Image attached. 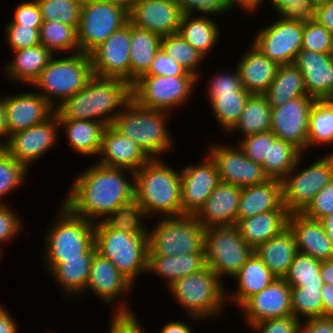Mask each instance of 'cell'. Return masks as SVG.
Returning <instances> with one entry per match:
<instances>
[{
	"mask_svg": "<svg viewBox=\"0 0 333 333\" xmlns=\"http://www.w3.org/2000/svg\"><path fill=\"white\" fill-rule=\"evenodd\" d=\"M224 284L226 285V282L207 266L202 271L179 278L167 290L182 310H185L189 320L207 321L210 317L219 318L226 310L224 306H227V288Z\"/></svg>",
	"mask_w": 333,
	"mask_h": 333,
	"instance_id": "cell-5",
	"label": "cell"
},
{
	"mask_svg": "<svg viewBox=\"0 0 333 333\" xmlns=\"http://www.w3.org/2000/svg\"><path fill=\"white\" fill-rule=\"evenodd\" d=\"M264 95L272 109L296 97L309 96L303 74L294 64L278 67L275 78Z\"/></svg>",
	"mask_w": 333,
	"mask_h": 333,
	"instance_id": "cell-39",
	"label": "cell"
},
{
	"mask_svg": "<svg viewBox=\"0 0 333 333\" xmlns=\"http://www.w3.org/2000/svg\"><path fill=\"white\" fill-rule=\"evenodd\" d=\"M268 24L256 31L252 44L279 66L294 64L302 49L303 22L279 17Z\"/></svg>",
	"mask_w": 333,
	"mask_h": 333,
	"instance_id": "cell-14",
	"label": "cell"
},
{
	"mask_svg": "<svg viewBox=\"0 0 333 333\" xmlns=\"http://www.w3.org/2000/svg\"><path fill=\"white\" fill-rule=\"evenodd\" d=\"M273 210H287L283 205L282 182L279 179H268L264 183L242 188L236 223Z\"/></svg>",
	"mask_w": 333,
	"mask_h": 333,
	"instance_id": "cell-30",
	"label": "cell"
},
{
	"mask_svg": "<svg viewBox=\"0 0 333 333\" xmlns=\"http://www.w3.org/2000/svg\"><path fill=\"white\" fill-rule=\"evenodd\" d=\"M228 4L230 6V10L232 12V9H236L240 7L242 11L252 13L256 12L258 9H260L262 4L264 3V0H227Z\"/></svg>",
	"mask_w": 333,
	"mask_h": 333,
	"instance_id": "cell-67",
	"label": "cell"
},
{
	"mask_svg": "<svg viewBox=\"0 0 333 333\" xmlns=\"http://www.w3.org/2000/svg\"><path fill=\"white\" fill-rule=\"evenodd\" d=\"M314 20L333 33V1L315 8Z\"/></svg>",
	"mask_w": 333,
	"mask_h": 333,
	"instance_id": "cell-64",
	"label": "cell"
},
{
	"mask_svg": "<svg viewBox=\"0 0 333 333\" xmlns=\"http://www.w3.org/2000/svg\"><path fill=\"white\" fill-rule=\"evenodd\" d=\"M171 116L169 112L144 108L131 100L111 126L138 144L150 159H161L175 146L168 127Z\"/></svg>",
	"mask_w": 333,
	"mask_h": 333,
	"instance_id": "cell-4",
	"label": "cell"
},
{
	"mask_svg": "<svg viewBox=\"0 0 333 333\" xmlns=\"http://www.w3.org/2000/svg\"><path fill=\"white\" fill-rule=\"evenodd\" d=\"M273 11L283 20L308 22L314 19L309 0H269Z\"/></svg>",
	"mask_w": 333,
	"mask_h": 333,
	"instance_id": "cell-51",
	"label": "cell"
},
{
	"mask_svg": "<svg viewBox=\"0 0 333 333\" xmlns=\"http://www.w3.org/2000/svg\"><path fill=\"white\" fill-rule=\"evenodd\" d=\"M321 264L322 261L298 251L284 280L290 287L322 288Z\"/></svg>",
	"mask_w": 333,
	"mask_h": 333,
	"instance_id": "cell-46",
	"label": "cell"
},
{
	"mask_svg": "<svg viewBox=\"0 0 333 333\" xmlns=\"http://www.w3.org/2000/svg\"><path fill=\"white\" fill-rule=\"evenodd\" d=\"M239 58L237 67L243 88L251 94H264L275 78L279 65L252 43Z\"/></svg>",
	"mask_w": 333,
	"mask_h": 333,
	"instance_id": "cell-29",
	"label": "cell"
},
{
	"mask_svg": "<svg viewBox=\"0 0 333 333\" xmlns=\"http://www.w3.org/2000/svg\"><path fill=\"white\" fill-rule=\"evenodd\" d=\"M39 30L30 26L15 24L11 19L5 26L6 37L4 40L12 51L33 47L41 44Z\"/></svg>",
	"mask_w": 333,
	"mask_h": 333,
	"instance_id": "cell-52",
	"label": "cell"
},
{
	"mask_svg": "<svg viewBox=\"0 0 333 333\" xmlns=\"http://www.w3.org/2000/svg\"><path fill=\"white\" fill-rule=\"evenodd\" d=\"M332 33L314 19L303 22L302 49L327 54Z\"/></svg>",
	"mask_w": 333,
	"mask_h": 333,
	"instance_id": "cell-53",
	"label": "cell"
},
{
	"mask_svg": "<svg viewBox=\"0 0 333 333\" xmlns=\"http://www.w3.org/2000/svg\"><path fill=\"white\" fill-rule=\"evenodd\" d=\"M7 139H8V128L6 122L4 98L0 97V147H2L7 142Z\"/></svg>",
	"mask_w": 333,
	"mask_h": 333,
	"instance_id": "cell-69",
	"label": "cell"
},
{
	"mask_svg": "<svg viewBox=\"0 0 333 333\" xmlns=\"http://www.w3.org/2000/svg\"><path fill=\"white\" fill-rule=\"evenodd\" d=\"M320 274L324 283L333 284V259L322 261L320 267Z\"/></svg>",
	"mask_w": 333,
	"mask_h": 333,
	"instance_id": "cell-70",
	"label": "cell"
},
{
	"mask_svg": "<svg viewBox=\"0 0 333 333\" xmlns=\"http://www.w3.org/2000/svg\"><path fill=\"white\" fill-rule=\"evenodd\" d=\"M145 75L152 76H181L193 75L183 66L177 63L170 55H167L161 48L156 53L155 58Z\"/></svg>",
	"mask_w": 333,
	"mask_h": 333,
	"instance_id": "cell-60",
	"label": "cell"
},
{
	"mask_svg": "<svg viewBox=\"0 0 333 333\" xmlns=\"http://www.w3.org/2000/svg\"><path fill=\"white\" fill-rule=\"evenodd\" d=\"M327 54L333 60V33H332L331 43H330L329 50H328Z\"/></svg>",
	"mask_w": 333,
	"mask_h": 333,
	"instance_id": "cell-74",
	"label": "cell"
},
{
	"mask_svg": "<svg viewBox=\"0 0 333 333\" xmlns=\"http://www.w3.org/2000/svg\"><path fill=\"white\" fill-rule=\"evenodd\" d=\"M97 163L111 168H124L135 172L150 158L138 144L121 135L111 125L106 126L101 142Z\"/></svg>",
	"mask_w": 333,
	"mask_h": 333,
	"instance_id": "cell-24",
	"label": "cell"
},
{
	"mask_svg": "<svg viewBox=\"0 0 333 333\" xmlns=\"http://www.w3.org/2000/svg\"><path fill=\"white\" fill-rule=\"evenodd\" d=\"M72 180L62 203L74 215L93 223L134 200V172L124 168L106 167L95 161Z\"/></svg>",
	"mask_w": 333,
	"mask_h": 333,
	"instance_id": "cell-1",
	"label": "cell"
},
{
	"mask_svg": "<svg viewBox=\"0 0 333 333\" xmlns=\"http://www.w3.org/2000/svg\"><path fill=\"white\" fill-rule=\"evenodd\" d=\"M214 20L213 15L185 14L178 29V33L206 58L221 38L220 25Z\"/></svg>",
	"mask_w": 333,
	"mask_h": 333,
	"instance_id": "cell-37",
	"label": "cell"
},
{
	"mask_svg": "<svg viewBox=\"0 0 333 333\" xmlns=\"http://www.w3.org/2000/svg\"><path fill=\"white\" fill-rule=\"evenodd\" d=\"M43 21H60L78 29L83 0H36Z\"/></svg>",
	"mask_w": 333,
	"mask_h": 333,
	"instance_id": "cell-50",
	"label": "cell"
},
{
	"mask_svg": "<svg viewBox=\"0 0 333 333\" xmlns=\"http://www.w3.org/2000/svg\"><path fill=\"white\" fill-rule=\"evenodd\" d=\"M58 116L54 113L41 124L9 135L2 148L28 170L30 166L50 152L60 138ZM56 142V143H55Z\"/></svg>",
	"mask_w": 333,
	"mask_h": 333,
	"instance_id": "cell-16",
	"label": "cell"
},
{
	"mask_svg": "<svg viewBox=\"0 0 333 333\" xmlns=\"http://www.w3.org/2000/svg\"><path fill=\"white\" fill-rule=\"evenodd\" d=\"M330 1H333V0H309V2L311 3V5L314 9L319 7V6H322L324 4H327Z\"/></svg>",
	"mask_w": 333,
	"mask_h": 333,
	"instance_id": "cell-73",
	"label": "cell"
},
{
	"mask_svg": "<svg viewBox=\"0 0 333 333\" xmlns=\"http://www.w3.org/2000/svg\"><path fill=\"white\" fill-rule=\"evenodd\" d=\"M182 12L185 14L222 15L230 12L227 0H175Z\"/></svg>",
	"mask_w": 333,
	"mask_h": 333,
	"instance_id": "cell-56",
	"label": "cell"
},
{
	"mask_svg": "<svg viewBox=\"0 0 333 333\" xmlns=\"http://www.w3.org/2000/svg\"><path fill=\"white\" fill-rule=\"evenodd\" d=\"M40 42L55 55L59 53L75 54L80 52L77 29L60 21H43L40 30Z\"/></svg>",
	"mask_w": 333,
	"mask_h": 333,
	"instance_id": "cell-44",
	"label": "cell"
},
{
	"mask_svg": "<svg viewBox=\"0 0 333 333\" xmlns=\"http://www.w3.org/2000/svg\"><path fill=\"white\" fill-rule=\"evenodd\" d=\"M14 9L15 12L12 21L15 24L40 29L43 19L36 0L22 1L21 4L17 3Z\"/></svg>",
	"mask_w": 333,
	"mask_h": 333,
	"instance_id": "cell-61",
	"label": "cell"
},
{
	"mask_svg": "<svg viewBox=\"0 0 333 333\" xmlns=\"http://www.w3.org/2000/svg\"><path fill=\"white\" fill-rule=\"evenodd\" d=\"M333 245V212L320 220Z\"/></svg>",
	"mask_w": 333,
	"mask_h": 333,
	"instance_id": "cell-71",
	"label": "cell"
},
{
	"mask_svg": "<svg viewBox=\"0 0 333 333\" xmlns=\"http://www.w3.org/2000/svg\"><path fill=\"white\" fill-rule=\"evenodd\" d=\"M90 57L94 76L130 83V22L96 47Z\"/></svg>",
	"mask_w": 333,
	"mask_h": 333,
	"instance_id": "cell-18",
	"label": "cell"
},
{
	"mask_svg": "<svg viewBox=\"0 0 333 333\" xmlns=\"http://www.w3.org/2000/svg\"><path fill=\"white\" fill-rule=\"evenodd\" d=\"M94 244L102 257L109 259L133 285L147 273L148 235H135L94 223Z\"/></svg>",
	"mask_w": 333,
	"mask_h": 333,
	"instance_id": "cell-8",
	"label": "cell"
},
{
	"mask_svg": "<svg viewBox=\"0 0 333 333\" xmlns=\"http://www.w3.org/2000/svg\"><path fill=\"white\" fill-rule=\"evenodd\" d=\"M98 1L109 2L111 4L118 5L127 10L128 12H130L134 4L138 0H98Z\"/></svg>",
	"mask_w": 333,
	"mask_h": 333,
	"instance_id": "cell-72",
	"label": "cell"
},
{
	"mask_svg": "<svg viewBox=\"0 0 333 333\" xmlns=\"http://www.w3.org/2000/svg\"><path fill=\"white\" fill-rule=\"evenodd\" d=\"M241 190L239 186L220 182L194 217L205 229L236 225Z\"/></svg>",
	"mask_w": 333,
	"mask_h": 333,
	"instance_id": "cell-25",
	"label": "cell"
},
{
	"mask_svg": "<svg viewBox=\"0 0 333 333\" xmlns=\"http://www.w3.org/2000/svg\"><path fill=\"white\" fill-rule=\"evenodd\" d=\"M204 251L206 265L222 281L228 277L231 280L254 253V249L241 237L236 225L206 228Z\"/></svg>",
	"mask_w": 333,
	"mask_h": 333,
	"instance_id": "cell-12",
	"label": "cell"
},
{
	"mask_svg": "<svg viewBox=\"0 0 333 333\" xmlns=\"http://www.w3.org/2000/svg\"><path fill=\"white\" fill-rule=\"evenodd\" d=\"M28 171L24 165L0 147V205H7L8 203L2 199L24 185Z\"/></svg>",
	"mask_w": 333,
	"mask_h": 333,
	"instance_id": "cell-49",
	"label": "cell"
},
{
	"mask_svg": "<svg viewBox=\"0 0 333 333\" xmlns=\"http://www.w3.org/2000/svg\"><path fill=\"white\" fill-rule=\"evenodd\" d=\"M182 15L175 0H138L129 12V22L163 37L178 33Z\"/></svg>",
	"mask_w": 333,
	"mask_h": 333,
	"instance_id": "cell-23",
	"label": "cell"
},
{
	"mask_svg": "<svg viewBox=\"0 0 333 333\" xmlns=\"http://www.w3.org/2000/svg\"><path fill=\"white\" fill-rule=\"evenodd\" d=\"M294 65L303 74L309 96L315 99H333V60L328 54L301 49Z\"/></svg>",
	"mask_w": 333,
	"mask_h": 333,
	"instance_id": "cell-26",
	"label": "cell"
},
{
	"mask_svg": "<svg viewBox=\"0 0 333 333\" xmlns=\"http://www.w3.org/2000/svg\"><path fill=\"white\" fill-rule=\"evenodd\" d=\"M108 333H147L135 313H111Z\"/></svg>",
	"mask_w": 333,
	"mask_h": 333,
	"instance_id": "cell-62",
	"label": "cell"
},
{
	"mask_svg": "<svg viewBox=\"0 0 333 333\" xmlns=\"http://www.w3.org/2000/svg\"><path fill=\"white\" fill-rule=\"evenodd\" d=\"M288 227L295 237L298 251L320 261L333 259V245L320 220L308 218L303 213H291Z\"/></svg>",
	"mask_w": 333,
	"mask_h": 333,
	"instance_id": "cell-27",
	"label": "cell"
},
{
	"mask_svg": "<svg viewBox=\"0 0 333 333\" xmlns=\"http://www.w3.org/2000/svg\"><path fill=\"white\" fill-rule=\"evenodd\" d=\"M206 267L204 250L201 253L176 256L148 255L147 273L162 277L168 288L179 278L202 271Z\"/></svg>",
	"mask_w": 333,
	"mask_h": 333,
	"instance_id": "cell-35",
	"label": "cell"
},
{
	"mask_svg": "<svg viewBox=\"0 0 333 333\" xmlns=\"http://www.w3.org/2000/svg\"><path fill=\"white\" fill-rule=\"evenodd\" d=\"M300 323L301 321L292 315L260 321L251 324L249 329H251L253 333H300Z\"/></svg>",
	"mask_w": 333,
	"mask_h": 333,
	"instance_id": "cell-59",
	"label": "cell"
},
{
	"mask_svg": "<svg viewBox=\"0 0 333 333\" xmlns=\"http://www.w3.org/2000/svg\"><path fill=\"white\" fill-rule=\"evenodd\" d=\"M13 58L4 64V76L15 83L31 86L55 54L42 44L12 51Z\"/></svg>",
	"mask_w": 333,
	"mask_h": 333,
	"instance_id": "cell-31",
	"label": "cell"
},
{
	"mask_svg": "<svg viewBox=\"0 0 333 333\" xmlns=\"http://www.w3.org/2000/svg\"><path fill=\"white\" fill-rule=\"evenodd\" d=\"M275 279L276 277L254 252L240 271L232 277V281L236 280L237 289L234 290V293L226 290L227 304H232L229 302L232 301L235 306L241 307L250 297L260 293Z\"/></svg>",
	"mask_w": 333,
	"mask_h": 333,
	"instance_id": "cell-32",
	"label": "cell"
},
{
	"mask_svg": "<svg viewBox=\"0 0 333 333\" xmlns=\"http://www.w3.org/2000/svg\"><path fill=\"white\" fill-rule=\"evenodd\" d=\"M333 144V99H315L309 110L307 150Z\"/></svg>",
	"mask_w": 333,
	"mask_h": 333,
	"instance_id": "cell-43",
	"label": "cell"
},
{
	"mask_svg": "<svg viewBox=\"0 0 333 333\" xmlns=\"http://www.w3.org/2000/svg\"><path fill=\"white\" fill-rule=\"evenodd\" d=\"M197 77L143 75L132 84V100L139 106L175 113L194 94Z\"/></svg>",
	"mask_w": 333,
	"mask_h": 333,
	"instance_id": "cell-10",
	"label": "cell"
},
{
	"mask_svg": "<svg viewBox=\"0 0 333 333\" xmlns=\"http://www.w3.org/2000/svg\"><path fill=\"white\" fill-rule=\"evenodd\" d=\"M132 100V85L118 78L93 76L55 109L58 119L92 120L111 125Z\"/></svg>",
	"mask_w": 333,
	"mask_h": 333,
	"instance_id": "cell-2",
	"label": "cell"
},
{
	"mask_svg": "<svg viewBox=\"0 0 333 333\" xmlns=\"http://www.w3.org/2000/svg\"><path fill=\"white\" fill-rule=\"evenodd\" d=\"M9 95L3 94L8 137L43 123L55 113V108L35 89Z\"/></svg>",
	"mask_w": 333,
	"mask_h": 333,
	"instance_id": "cell-22",
	"label": "cell"
},
{
	"mask_svg": "<svg viewBox=\"0 0 333 333\" xmlns=\"http://www.w3.org/2000/svg\"><path fill=\"white\" fill-rule=\"evenodd\" d=\"M150 159L134 172V200L151 219L181 217V170Z\"/></svg>",
	"mask_w": 333,
	"mask_h": 333,
	"instance_id": "cell-3",
	"label": "cell"
},
{
	"mask_svg": "<svg viewBox=\"0 0 333 333\" xmlns=\"http://www.w3.org/2000/svg\"><path fill=\"white\" fill-rule=\"evenodd\" d=\"M323 316L333 317V284L324 283L321 288Z\"/></svg>",
	"mask_w": 333,
	"mask_h": 333,
	"instance_id": "cell-66",
	"label": "cell"
},
{
	"mask_svg": "<svg viewBox=\"0 0 333 333\" xmlns=\"http://www.w3.org/2000/svg\"><path fill=\"white\" fill-rule=\"evenodd\" d=\"M20 216L9 204L0 205V245L10 242L21 232L24 223Z\"/></svg>",
	"mask_w": 333,
	"mask_h": 333,
	"instance_id": "cell-58",
	"label": "cell"
},
{
	"mask_svg": "<svg viewBox=\"0 0 333 333\" xmlns=\"http://www.w3.org/2000/svg\"><path fill=\"white\" fill-rule=\"evenodd\" d=\"M239 309L244 311L242 314L247 326L260 321L292 316L291 287L284 279L276 278L260 293L250 297Z\"/></svg>",
	"mask_w": 333,
	"mask_h": 333,
	"instance_id": "cell-21",
	"label": "cell"
},
{
	"mask_svg": "<svg viewBox=\"0 0 333 333\" xmlns=\"http://www.w3.org/2000/svg\"><path fill=\"white\" fill-rule=\"evenodd\" d=\"M207 154L215 162L221 182L244 188L269 179L262 165L248 159L237 144H211Z\"/></svg>",
	"mask_w": 333,
	"mask_h": 333,
	"instance_id": "cell-17",
	"label": "cell"
},
{
	"mask_svg": "<svg viewBox=\"0 0 333 333\" xmlns=\"http://www.w3.org/2000/svg\"><path fill=\"white\" fill-rule=\"evenodd\" d=\"M302 154L293 144L277 138L272 131H269L268 160L263 161V170L269 179L282 181Z\"/></svg>",
	"mask_w": 333,
	"mask_h": 333,
	"instance_id": "cell-41",
	"label": "cell"
},
{
	"mask_svg": "<svg viewBox=\"0 0 333 333\" xmlns=\"http://www.w3.org/2000/svg\"><path fill=\"white\" fill-rule=\"evenodd\" d=\"M272 108L264 94H252L245 105L243 113L229 132L241 135L240 138L248 135L269 132L272 129L271 122Z\"/></svg>",
	"mask_w": 333,
	"mask_h": 333,
	"instance_id": "cell-40",
	"label": "cell"
},
{
	"mask_svg": "<svg viewBox=\"0 0 333 333\" xmlns=\"http://www.w3.org/2000/svg\"><path fill=\"white\" fill-rule=\"evenodd\" d=\"M254 252L276 278L284 279L298 249L295 237L287 227L280 234L260 244Z\"/></svg>",
	"mask_w": 333,
	"mask_h": 333,
	"instance_id": "cell-33",
	"label": "cell"
},
{
	"mask_svg": "<svg viewBox=\"0 0 333 333\" xmlns=\"http://www.w3.org/2000/svg\"><path fill=\"white\" fill-rule=\"evenodd\" d=\"M289 214L288 210H273L239 220L236 226L245 242L256 249L288 227Z\"/></svg>",
	"mask_w": 333,
	"mask_h": 333,
	"instance_id": "cell-36",
	"label": "cell"
},
{
	"mask_svg": "<svg viewBox=\"0 0 333 333\" xmlns=\"http://www.w3.org/2000/svg\"><path fill=\"white\" fill-rule=\"evenodd\" d=\"M193 331V328L187 322L175 320L167 322L160 333H193Z\"/></svg>",
	"mask_w": 333,
	"mask_h": 333,
	"instance_id": "cell-68",
	"label": "cell"
},
{
	"mask_svg": "<svg viewBox=\"0 0 333 333\" xmlns=\"http://www.w3.org/2000/svg\"><path fill=\"white\" fill-rule=\"evenodd\" d=\"M321 288L291 287L292 315L299 321L323 316Z\"/></svg>",
	"mask_w": 333,
	"mask_h": 333,
	"instance_id": "cell-48",
	"label": "cell"
},
{
	"mask_svg": "<svg viewBox=\"0 0 333 333\" xmlns=\"http://www.w3.org/2000/svg\"><path fill=\"white\" fill-rule=\"evenodd\" d=\"M60 129L65 131L68 146L76 154L95 157L101 150V142L106 125L99 121L58 119ZM64 128V129H63Z\"/></svg>",
	"mask_w": 333,
	"mask_h": 333,
	"instance_id": "cell-34",
	"label": "cell"
},
{
	"mask_svg": "<svg viewBox=\"0 0 333 333\" xmlns=\"http://www.w3.org/2000/svg\"><path fill=\"white\" fill-rule=\"evenodd\" d=\"M55 55L30 86L55 109L79 92L94 76L90 54ZM62 57V58H61Z\"/></svg>",
	"mask_w": 333,
	"mask_h": 333,
	"instance_id": "cell-6",
	"label": "cell"
},
{
	"mask_svg": "<svg viewBox=\"0 0 333 333\" xmlns=\"http://www.w3.org/2000/svg\"><path fill=\"white\" fill-rule=\"evenodd\" d=\"M238 141L235 144L241 148L248 159L261 165L264 160H268L269 132L248 135Z\"/></svg>",
	"mask_w": 333,
	"mask_h": 333,
	"instance_id": "cell-54",
	"label": "cell"
},
{
	"mask_svg": "<svg viewBox=\"0 0 333 333\" xmlns=\"http://www.w3.org/2000/svg\"><path fill=\"white\" fill-rule=\"evenodd\" d=\"M161 49L189 73L196 76L197 83H199L202 72H199L198 67L206 59L202 53L196 50L179 33L163 36L161 38Z\"/></svg>",
	"mask_w": 333,
	"mask_h": 333,
	"instance_id": "cell-47",
	"label": "cell"
},
{
	"mask_svg": "<svg viewBox=\"0 0 333 333\" xmlns=\"http://www.w3.org/2000/svg\"><path fill=\"white\" fill-rule=\"evenodd\" d=\"M97 252L95 244L81 258L64 259L59 265H44L45 271L60 286L63 296L73 300L80 296L86 289L90 275L93 256ZM58 283V284H57ZM73 298V299H72Z\"/></svg>",
	"mask_w": 333,
	"mask_h": 333,
	"instance_id": "cell-28",
	"label": "cell"
},
{
	"mask_svg": "<svg viewBox=\"0 0 333 333\" xmlns=\"http://www.w3.org/2000/svg\"><path fill=\"white\" fill-rule=\"evenodd\" d=\"M128 22L129 12L118 5L98 0H83L77 29L80 52L90 54Z\"/></svg>",
	"mask_w": 333,
	"mask_h": 333,
	"instance_id": "cell-13",
	"label": "cell"
},
{
	"mask_svg": "<svg viewBox=\"0 0 333 333\" xmlns=\"http://www.w3.org/2000/svg\"><path fill=\"white\" fill-rule=\"evenodd\" d=\"M44 235L43 263L59 265L64 259L81 258L94 245V223L74 215L63 203Z\"/></svg>",
	"mask_w": 333,
	"mask_h": 333,
	"instance_id": "cell-7",
	"label": "cell"
},
{
	"mask_svg": "<svg viewBox=\"0 0 333 333\" xmlns=\"http://www.w3.org/2000/svg\"><path fill=\"white\" fill-rule=\"evenodd\" d=\"M314 101L312 96H299L272 109L271 131L302 153L307 151L309 110Z\"/></svg>",
	"mask_w": 333,
	"mask_h": 333,
	"instance_id": "cell-20",
	"label": "cell"
},
{
	"mask_svg": "<svg viewBox=\"0 0 333 333\" xmlns=\"http://www.w3.org/2000/svg\"><path fill=\"white\" fill-rule=\"evenodd\" d=\"M302 154L294 168L282 182L283 205L288 212L302 213L320 192L333 179V153L313 159L302 169ZM300 167L302 170H300Z\"/></svg>",
	"mask_w": 333,
	"mask_h": 333,
	"instance_id": "cell-11",
	"label": "cell"
},
{
	"mask_svg": "<svg viewBox=\"0 0 333 333\" xmlns=\"http://www.w3.org/2000/svg\"><path fill=\"white\" fill-rule=\"evenodd\" d=\"M147 219H150L147 212L133 200L117 208L102 222L110 229L135 235H148L150 228L145 224Z\"/></svg>",
	"mask_w": 333,
	"mask_h": 333,
	"instance_id": "cell-45",
	"label": "cell"
},
{
	"mask_svg": "<svg viewBox=\"0 0 333 333\" xmlns=\"http://www.w3.org/2000/svg\"><path fill=\"white\" fill-rule=\"evenodd\" d=\"M249 91H238L235 94H207L208 102L214 118L222 131L226 134L238 123L245 108Z\"/></svg>",
	"mask_w": 333,
	"mask_h": 333,
	"instance_id": "cell-42",
	"label": "cell"
},
{
	"mask_svg": "<svg viewBox=\"0 0 333 333\" xmlns=\"http://www.w3.org/2000/svg\"><path fill=\"white\" fill-rule=\"evenodd\" d=\"M221 72V73H220ZM219 70V72L212 75L206 85V94H235L238 91H246L243 88L242 81L239 76L237 67L230 73V71Z\"/></svg>",
	"mask_w": 333,
	"mask_h": 333,
	"instance_id": "cell-55",
	"label": "cell"
},
{
	"mask_svg": "<svg viewBox=\"0 0 333 333\" xmlns=\"http://www.w3.org/2000/svg\"><path fill=\"white\" fill-rule=\"evenodd\" d=\"M333 212V179L318 192L302 212L306 217L321 220Z\"/></svg>",
	"mask_w": 333,
	"mask_h": 333,
	"instance_id": "cell-57",
	"label": "cell"
},
{
	"mask_svg": "<svg viewBox=\"0 0 333 333\" xmlns=\"http://www.w3.org/2000/svg\"><path fill=\"white\" fill-rule=\"evenodd\" d=\"M18 323L0 302V333H19Z\"/></svg>",
	"mask_w": 333,
	"mask_h": 333,
	"instance_id": "cell-65",
	"label": "cell"
},
{
	"mask_svg": "<svg viewBox=\"0 0 333 333\" xmlns=\"http://www.w3.org/2000/svg\"><path fill=\"white\" fill-rule=\"evenodd\" d=\"M205 155L197 165L187 164L180 169L182 216H194L221 182L215 162Z\"/></svg>",
	"mask_w": 333,
	"mask_h": 333,
	"instance_id": "cell-19",
	"label": "cell"
},
{
	"mask_svg": "<svg viewBox=\"0 0 333 333\" xmlns=\"http://www.w3.org/2000/svg\"><path fill=\"white\" fill-rule=\"evenodd\" d=\"M204 236L205 228L194 216L158 218L155 226L149 229L148 255L201 253L204 250Z\"/></svg>",
	"mask_w": 333,
	"mask_h": 333,
	"instance_id": "cell-9",
	"label": "cell"
},
{
	"mask_svg": "<svg viewBox=\"0 0 333 333\" xmlns=\"http://www.w3.org/2000/svg\"><path fill=\"white\" fill-rule=\"evenodd\" d=\"M300 333H333V317L305 319L300 323Z\"/></svg>",
	"mask_w": 333,
	"mask_h": 333,
	"instance_id": "cell-63",
	"label": "cell"
},
{
	"mask_svg": "<svg viewBox=\"0 0 333 333\" xmlns=\"http://www.w3.org/2000/svg\"><path fill=\"white\" fill-rule=\"evenodd\" d=\"M133 288V284L119 272L109 259L102 257L97 252L94 254L89 279L82 296L89 291L98 299L103 300V304H108L110 307L113 304L116 305L113 313H134L131 303L126 299L127 296L132 295ZM121 297L123 300L120 302ZM116 301L117 304H115Z\"/></svg>",
	"mask_w": 333,
	"mask_h": 333,
	"instance_id": "cell-15",
	"label": "cell"
},
{
	"mask_svg": "<svg viewBox=\"0 0 333 333\" xmlns=\"http://www.w3.org/2000/svg\"><path fill=\"white\" fill-rule=\"evenodd\" d=\"M161 36L130 23V84L145 75L161 48Z\"/></svg>",
	"mask_w": 333,
	"mask_h": 333,
	"instance_id": "cell-38",
	"label": "cell"
}]
</instances>
